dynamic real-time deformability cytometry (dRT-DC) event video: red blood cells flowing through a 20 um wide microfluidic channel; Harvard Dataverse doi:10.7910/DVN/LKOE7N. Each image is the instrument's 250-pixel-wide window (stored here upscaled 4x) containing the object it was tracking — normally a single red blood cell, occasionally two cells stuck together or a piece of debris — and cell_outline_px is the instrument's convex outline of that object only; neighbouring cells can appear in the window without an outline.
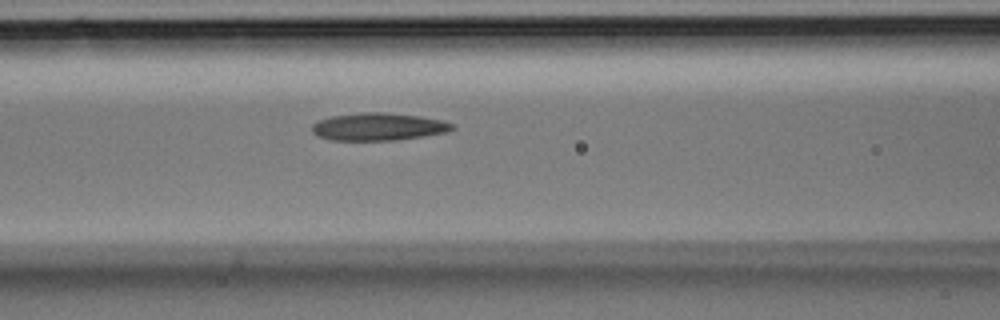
{"species": "Egyptian fruit bat (a non-hibernating species)", "species_latin": "Rousettus aegyptiacus", "temperature_condition": "room temperature", "stored_images_in_passage": 20, "camera_frame_rate_fps": 3000, "um_per_image_px": 0.085, "animal": {"sex": "male"}, "frame": {"image": 1, "passage_image": 4, "time_ms": 1.0, "image_size_px": [1000, 320], "cell_outline_px": [[456, 128], [448, 132], [424, 136], [396, 140], [328, 140], [316, 136], [312, 132], [312, 124], [316, 120], [332, 116], [360, 112], [384, 112], [420, 116], [440, 120], [456, 124]], "centroid_in_image_um": [32.15, 10.77], "position_along_channel_um": 134.5, "area_um2": 22.83}}
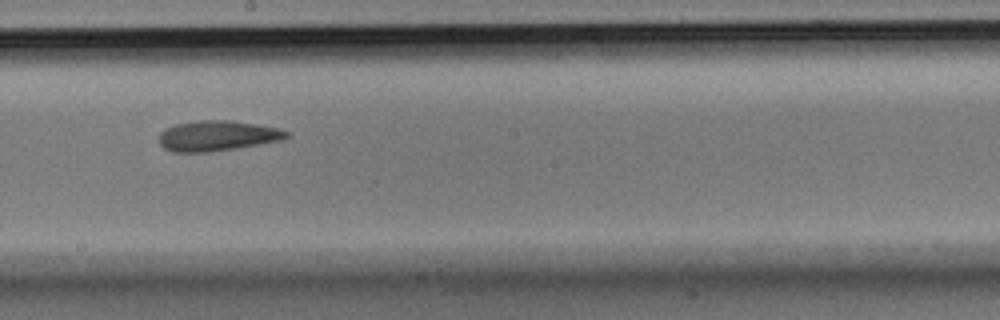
{"frame": {"image": 2, "passage_image": 9, "time_ms": 2.667, "image_size_px": [1000, 320], "cell_outline_px": [[288, 136], [284, 140], [236, 148], [208, 152], [172, 152], [164, 148], [156, 140], [160, 132], [164, 128], [176, 124], [200, 120], [232, 120], [256, 124], [276, 128], [288, 132]], "centroid_in_image_um": [18.41, 11.54], "position_along_channel_um": 229.8, "area_um2": 22.66}}
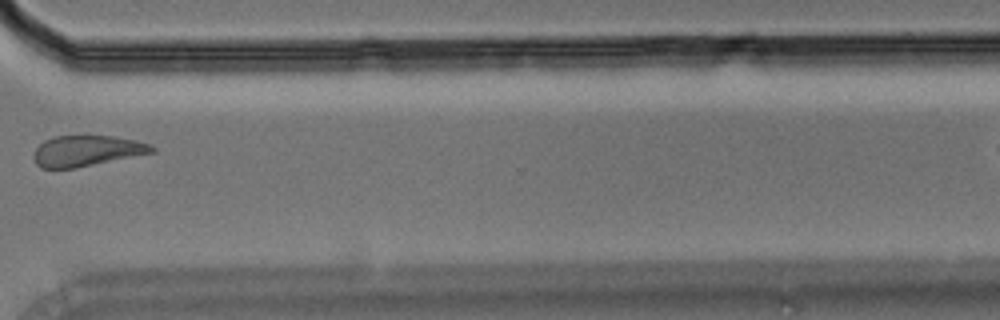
{"frame": {"image": 3, "passage_image": 16, "time_ms": 5.0, "image_size_px": [1000, 320], "cell_outline_px": [[156, 152], [76, 168], [40, 168], [36, 164], [32, 156], [36, 148], [44, 140], [52, 136], [116, 136], [136, 140], [148, 144], [156, 148]], "centroid_in_image_um": [7.37, 12.82], "position_along_channel_um": 363.2, "area_um2": 21.33}}